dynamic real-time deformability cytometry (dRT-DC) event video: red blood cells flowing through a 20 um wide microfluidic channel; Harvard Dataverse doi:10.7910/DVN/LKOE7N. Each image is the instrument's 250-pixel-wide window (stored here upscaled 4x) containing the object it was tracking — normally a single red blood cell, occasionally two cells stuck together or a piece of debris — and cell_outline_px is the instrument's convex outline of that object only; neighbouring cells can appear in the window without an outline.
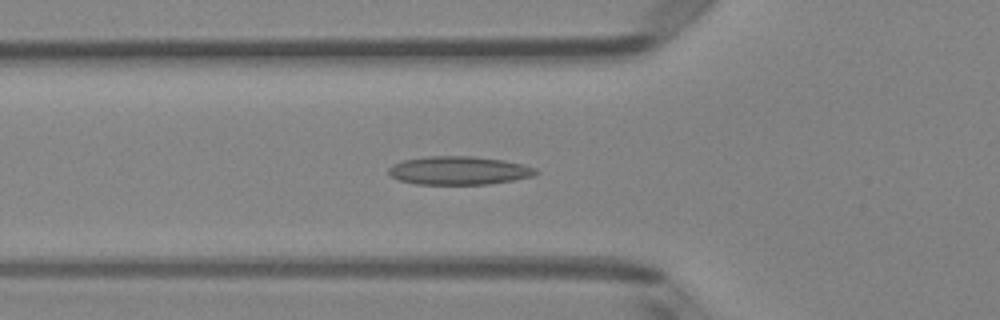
{"species": "Egyptian fruit bat (a non-hibernating species)", "species_latin": "Rousettus aegyptiacus", "temperature_condition": "room temperature", "stored_images_in_passage": 52, "camera_frame_rate_fps": 3000, "um_per_image_px": 0.085, "animal": {"sex": "female"}, "frame": {"image": 1, "passage_image": 18, "time_ms": 5.667, "image_size_px": [1000, 320], "cell_outline_px": [[540, 172], [536, 176], [488, 184], [416, 184], [400, 180], [392, 176], [388, 172], [388, 168], [392, 164], [404, 160], [428, 156], [472, 156], [504, 160], [524, 164], [536, 168]], "centroid_in_image_um": [39.05, 14.49], "position_along_channel_um": 86.7, "area_um2": 24.45}}
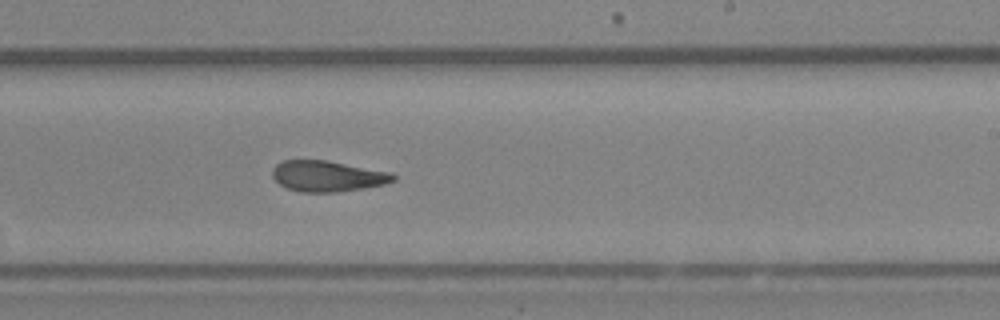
{"frame": {"image": 2, "passage_image": 31, "time_ms": 10.0, "image_size_px": [1000, 320], "cell_outline_px": [[396, 180], [384, 184], [336, 192], [300, 192], [288, 188], [280, 184], [272, 176], [272, 168], [280, 160], [328, 160], [392, 172], [396, 176]], "centroid_in_image_um": [27.83, 14.95], "position_along_channel_um": 261.2, "area_um2": 21.79}}
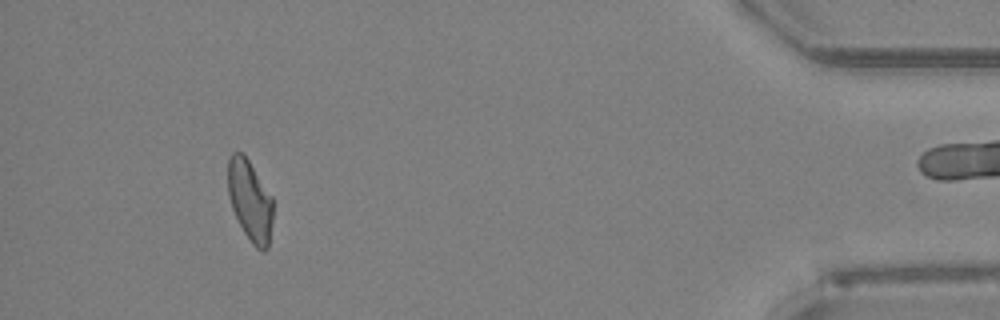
{"frame": {"image": 3, "passage_image": 47, "time_ms": 15.333, "image_size_px": [1000, 320], "cell_outline_px": [[272, 224], [268, 248], [264, 252], [260, 252], [252, 244], [244, 232], [232, 208], [228, 196], [228, 160], [232, 152], [244, 152], [272, 196]], "centroid_in_image_um": [21.25, 17.04], "position_along_channel_um": 413.9, "area_um2": 21.44}}